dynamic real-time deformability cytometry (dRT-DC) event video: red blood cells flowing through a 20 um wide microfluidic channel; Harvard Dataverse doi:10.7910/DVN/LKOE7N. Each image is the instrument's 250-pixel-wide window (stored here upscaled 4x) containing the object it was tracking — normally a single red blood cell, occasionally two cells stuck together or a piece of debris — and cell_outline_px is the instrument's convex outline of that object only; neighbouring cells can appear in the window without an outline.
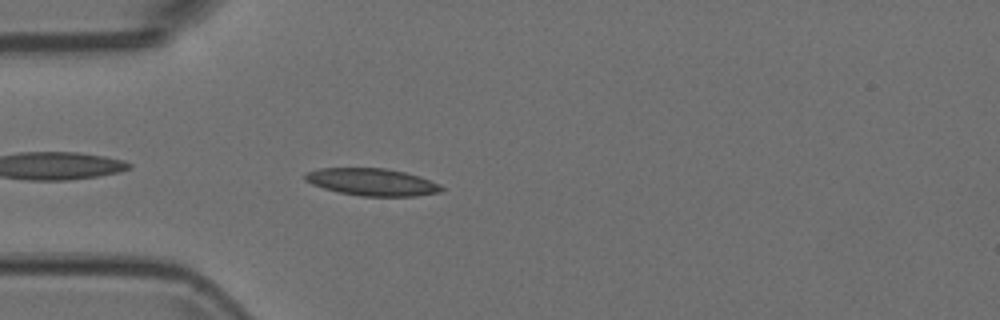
{"species": "Egyptian fruit bat (a non-hibernating species)", "species_latin": "Rousettus aegyptiacus", "temperature_condition": "room temperature", "stored_images_in_passage": 42, "camera_frame_rate_fps": 3000, "um_per_image_px": 0.085, "animal": {"sex": "female"}, "frame": {"image": 1, "passage_image": 3, "time_ms": 0.667, "image_size_px": [1000, 320], "cell_outline_px": [[444, 188], [440, 192], [416, 196], [360, 196], [340, 192], [324, 188], [312, 184], [304, 180], [304, 172], [320, 168], [384, 168], [404, 172], [420, 176], [440, 184]], "centroid_in_image_um": [31.61, 15.47], "position_along_channel_um": 53.4, "area_um2": 21.68}}
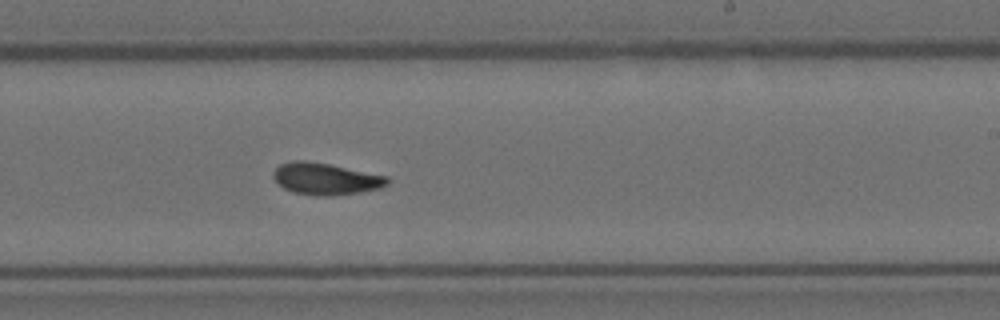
{"frame": {"image": 2, "passage_image": 20, "time_ms": 6.333, "image_size_px": [1000, 320], "cell_outline_px": [[388, 184], [380, 188], [360, 192], [332, 196], [316, 196], [292, 192], [284, 188], [272, 176], [272, 172], [280, 164], [292, 160], [304, 160], [328, 164], [388, 176]], "centroid_in_image_um": [27.66, 15.2], "position_along_channel_um": 261.3, "area_um2": 21.1}}
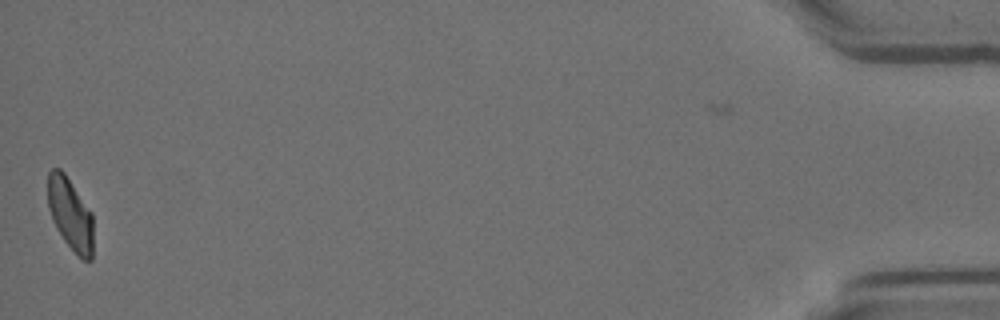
{"frame": {"image": 3, "passage_image": 41, "time_ms": 13.333, "image_size_px": [1000, 320], "cell_outline_px": [[92, 260], [84, 260], [64, 240], [56, 228], [52, 220], [48, 208], [48, 172], [52, 168], [60, 168], [64, 172], [92, 212]], "centroid_in_image_um": [5.96, 18.15], "position_along_channel_um": 429.2, "area_um2": 18.96}}